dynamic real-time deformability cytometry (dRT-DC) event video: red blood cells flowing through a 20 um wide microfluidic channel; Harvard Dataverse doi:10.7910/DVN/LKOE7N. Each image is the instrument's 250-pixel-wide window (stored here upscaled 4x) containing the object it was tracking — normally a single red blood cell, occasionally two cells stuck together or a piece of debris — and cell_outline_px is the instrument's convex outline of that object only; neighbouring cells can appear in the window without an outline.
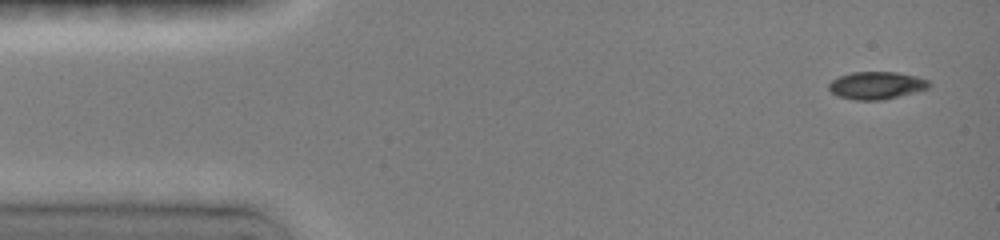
{"species": "common noctule bat (a hibernating species)", "species_latin": "Nyctalus noctula", "temperature_condition": "room temperature", "stored_images_in_passage": 8, "camera_frame_rate_fps": 3000, "um_per_image_px": 0.085, "animal": {"sex": "female", "body_mass_g": 19.0, "forearm_length_mm": 51.5}, "frame": {"image": 1, "passage_image": 1, "time_ms": 0.0, "image_size_px": [1000, 240], "cell_outline_px": [[932, 84], [928, 88], [916, 92], [884, 100], [856, 100], [836, 96], [828, 88], [828, 84], [832, 80], [840, 76], [852, 72], [896, 72], [916, 76], [928, 80]], "centroid_in_image_um": [74.5, 7.26], "position_along_channel_um": 10.5, "area_um2": 16.18}}
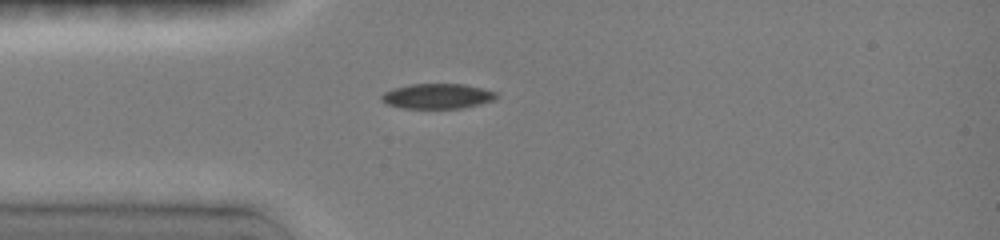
{"frame": {"image": 2, "passage_image": 6, "time_ms": 3.333, "image_size_px": [1000, 240], "cell_outline_px": [[500, 96], [496, 100], [480, 104], [460, 108], [400, 108], [388, 104], [380, 100], [380, 96], [384, 92], [396, 88], [412, 84], [464, 84], [496, 92]], "centroid_in_image_um": [37.2, 8.18], "position_along_channel_um": 47.8, "area_um2": 16.76}}